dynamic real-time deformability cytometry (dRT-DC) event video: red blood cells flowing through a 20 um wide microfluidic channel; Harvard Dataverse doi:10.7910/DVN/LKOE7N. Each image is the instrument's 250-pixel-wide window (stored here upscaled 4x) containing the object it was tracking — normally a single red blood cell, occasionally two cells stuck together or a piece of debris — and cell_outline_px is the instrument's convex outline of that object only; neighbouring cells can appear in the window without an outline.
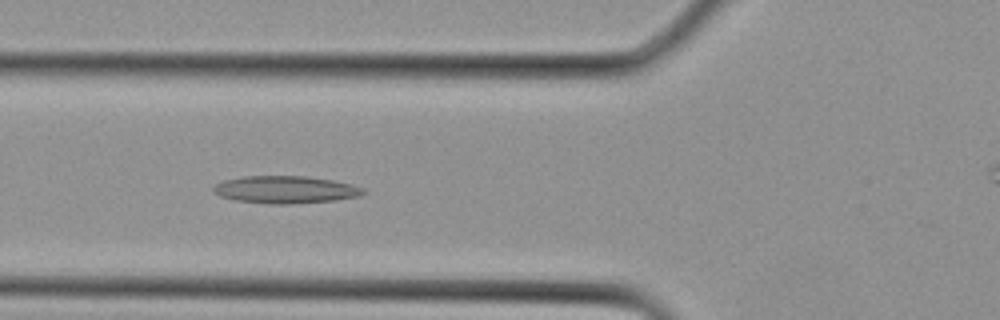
{"species": "Egyptian fruit bat (a non-hibernating species)", "species_latin": "Rousettus aegyptiacus", "temperature_condition": "cold", "stored_images_in_passage": 14, "camera_frame_rate_fps": 3000, "um_per_image_px": 0.085, "animal": {"sex": "female"}, "frame": {"image": 1, "passage_image": 5, "time_ms": 1.333, "image_size_px": [1000, 320], "cell_outline_px": [[368, 192], [360, 196], [336, 200], [292, 204], [268, 204], [236, 200], [220, 196], [212, 192], [212, 188], [216, 184], [224, 180], [244, 176], [304, 176], [332, 180], [352, 184], [364, 188]], "centroid_in_image_um": [24.28, 16.12], "position_along_channel_um": 101.5, "area_um2": 24.1}}
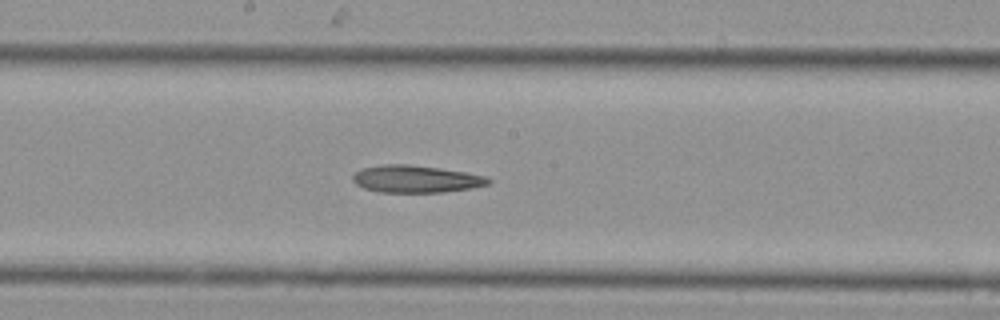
{"frame": {"image": 2, "passage_image": 10, "time_ms": 3.0, "image_size_px": [1000, 320], "cell_outline_px": [[492, 180], [488, 184], [472, 188], [444, 192], [380, 192], [364, 188], [356, 184], [352, 180], [352, 176], [360, 168], [384, 164], [408, 164], [440, 168], [464, 172], [484, 176]], "centroid_in_image_um": [35.32, 15.21], "position_along_channel_um": 212.9, "area_um2": 21.5}}
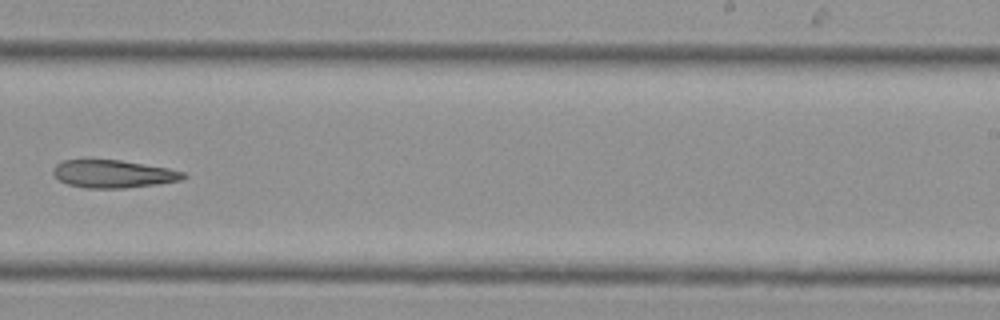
{"frame": {"image": 3, "passage_image": 13, "time_ms": 4.0, "image_size_px": [1000, 320], "cell_outline_px": [[188, 176], [180, 180], [156, 184], [124, 188], [84, 188], [68, 184], [60, 180], [52, 172], [52, 168], [60, 160], [84, 156], [120, 160], [168, 168], [184, 172]], "centroid_in_image_um": [9.52, 14.73], "position_along_channel_um": 279.5, "area_um2": 21.85}}